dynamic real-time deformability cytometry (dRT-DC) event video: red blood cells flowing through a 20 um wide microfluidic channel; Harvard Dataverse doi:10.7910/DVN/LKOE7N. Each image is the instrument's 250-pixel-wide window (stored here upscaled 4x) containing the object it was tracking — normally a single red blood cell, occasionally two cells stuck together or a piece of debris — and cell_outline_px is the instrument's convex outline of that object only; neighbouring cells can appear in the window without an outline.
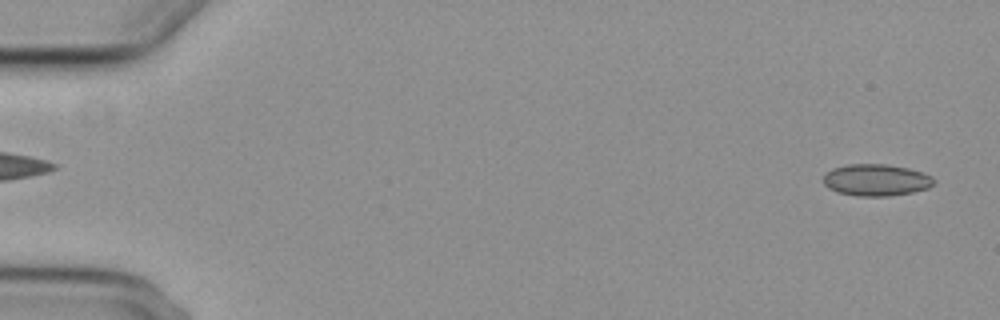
{"species": "common noctule bat (a hibernating species)", "species_latin": "Nyctalus noctula", "temperature_condition": "cold", "stored_images_in_passage": 5, "segment_of_instrument_passage": [2, 2], "camera_frame_rate_fps": 3000, "um_per_image_px": 0.085, "animal": {"sex": "female", "body_mass_g": 29.2, "forearm_length_mm": 56.3}, "frame": {"image": 1, "passage_image": 5, "time_ms": 4.667, "image_size_px": [1000, 320], "cell_outline_px": [[936, 180], [928, 188], [912, 192], [888, 196], [856, 196], [836, 192], [828, 188], [824, 184], [824, 176], [832, 168], [848, 164], [888, 164], [908, 168], [924, 172], [932, 176]], "centroid_in_image_um": [74.48, 15.3], "position_along_channel_um": 10.5, "area_um2": 20.58}}